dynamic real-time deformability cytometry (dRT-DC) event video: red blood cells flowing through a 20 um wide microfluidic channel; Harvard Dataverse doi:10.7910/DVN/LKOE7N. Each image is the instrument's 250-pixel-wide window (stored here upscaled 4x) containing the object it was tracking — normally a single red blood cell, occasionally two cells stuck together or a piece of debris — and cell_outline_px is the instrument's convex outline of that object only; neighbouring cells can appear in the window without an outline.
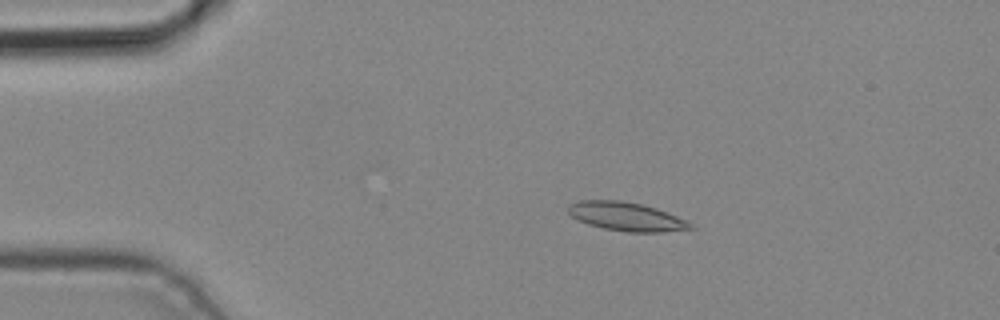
{"species": "common noctule bat (a hibernating species)", "species_latin": "Nyctalus noctula", "temperature_condition": "cold", "stored_images_in_passage": 2, "camera_frame_rate_fps": 3000, "um_per_image_px": 0.085, "animal": {"sex": "male", "body_mass_g": 19.2, "forearm_length_mm": 51.8}, "frame": {"image": 1, "passage_image": 1, "time_ms": 0.0, "image_size_px": [1000, 320], "cell_outline_px": [[696, 228], [664, 232], [628, 232], [604, 228], [588, 224], [572, 216], [568, 212], [568, 204], [580, 200], [620, 200], [640, 204], [656, 208], [676, 216], [692, 224]], "centroid_in_image_um": [53.23, 18.4], "position_along_channel_um": 31.8, "area_um2": 20.23}}